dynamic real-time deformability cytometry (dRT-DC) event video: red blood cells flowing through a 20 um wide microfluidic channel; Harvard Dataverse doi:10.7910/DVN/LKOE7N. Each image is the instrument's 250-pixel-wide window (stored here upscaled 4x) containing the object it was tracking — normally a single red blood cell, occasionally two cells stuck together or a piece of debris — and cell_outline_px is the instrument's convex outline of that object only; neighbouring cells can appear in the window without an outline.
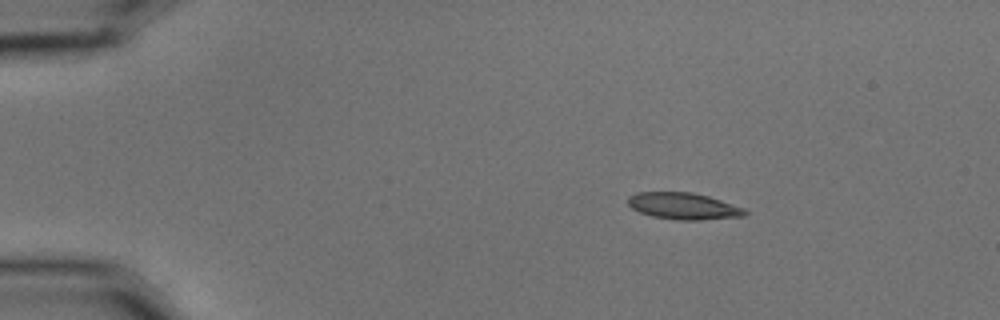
{"species": "common noctule bat (a hibernating species)", "species_latin": "Nyctalus noctula", "temperature_condition": "cold", "stored_images_in_passage": 3, "camera_frame_rate_fps": 3000, "um_per_image_px": 0.085, "animal": {"sex": "male", "body_mass_g": 15.6}, "frame": {"image": 1, "passage_image": 1, "time_ms": 0.0, "image_size_px": [1000, 320], "cell_outline_px": [[748, 212], [744, 216], [700, 220], [680, 220], [652, 216], [640, 212], [632, 208], [628, 204], [628, 196], [636, 192], [692, 192], [708, 196], [744, 208]], "centroid_in_image_um": [58.08, 17.51], "position_along_channel_um": 26.9, "area_um2": 18.09}}